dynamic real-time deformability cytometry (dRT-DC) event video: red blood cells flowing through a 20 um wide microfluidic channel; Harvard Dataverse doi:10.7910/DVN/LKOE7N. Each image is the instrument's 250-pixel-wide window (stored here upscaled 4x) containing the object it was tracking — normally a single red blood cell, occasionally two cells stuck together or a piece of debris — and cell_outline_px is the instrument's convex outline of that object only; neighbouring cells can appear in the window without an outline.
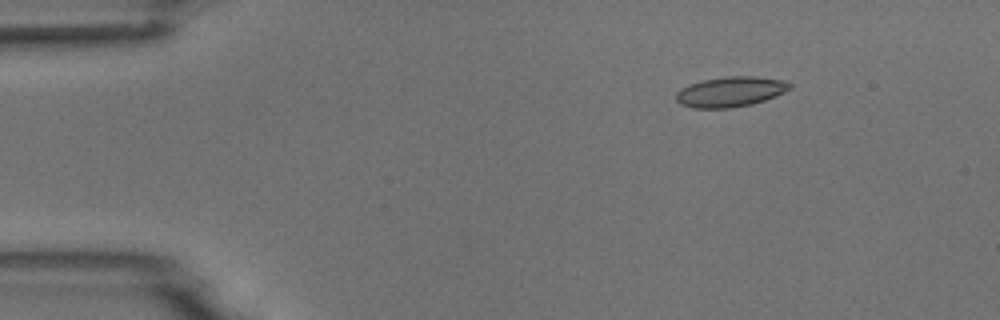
{"species": "common noctule bat (a hibernating species)", "species_latin": "Nyctalus noctula", "temperature_condition": "room temperature", "stored_images_in_passage": 5, "camera_frame_rate_fps": 3000, "um_per_image_px": 0.085, "animal": {"sex": "male", "body_mass_g": 18.8}, "frame": {"image": 1, "passage_image": 3, "time_ms": 2.333, "image_size_px": [1000, 320], "cell_outline_px": [[792, 88], [776, 96], [752, 104], [732, 108], [692, 108], [680, 104], [676, 100], [676, 92], [680, 88], [704, 80], [728, 76], [752, 76], [784, 80], [792, 84]], "centroid_in_image_um": [62.1, 7.8], "position_along_channel_um": 22.9, "area_um2": 20.0}}